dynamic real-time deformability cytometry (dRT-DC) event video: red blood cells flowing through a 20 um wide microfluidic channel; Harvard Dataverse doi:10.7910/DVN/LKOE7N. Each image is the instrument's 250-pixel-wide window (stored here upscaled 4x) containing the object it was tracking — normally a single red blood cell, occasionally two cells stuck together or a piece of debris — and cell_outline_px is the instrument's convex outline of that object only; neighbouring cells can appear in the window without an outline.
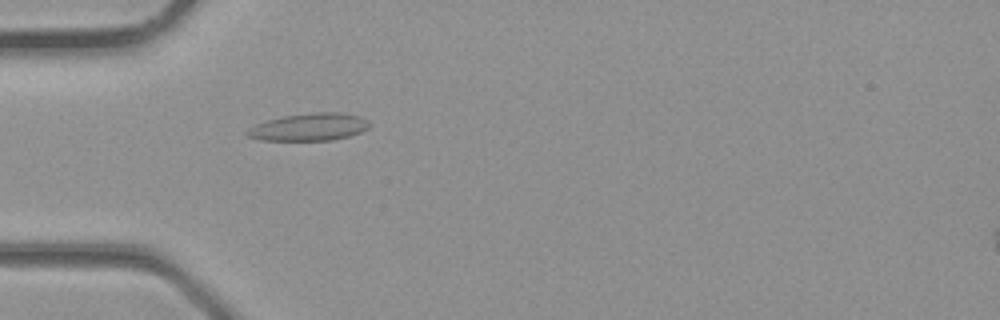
{"species": "common noctule bat (a hibernating species)", "species_latin": "Nyctalus noctula", "temperature_condition": "room temperature", "stored_images_in_passage": 3, "camera_frame_rate_fps": 3000, "um_per_image_px": 0.085, "animal": {"sex": "male", "body_mass_g": 23.1, "forearm_length_mm": 52.7}, "frame": {"image": 1, "passage_image": 2, "time_ms": 0.333, "image_size_px": [1000, 320], "cell_outline_px": [[372, 124], [368, 128], [360, 132], [348, 136], [332, 140], [260, 140], [248, 136], [244, 132], [248, 128], [256, 124], [268, 120], [284, 116], [312, 112], [340, 112], [360, 116], [368, 120]], "centroid_in_image_um": [26.3, 10.79], "position_along_channel_um": 58.7, "area_um2": 19.59}}